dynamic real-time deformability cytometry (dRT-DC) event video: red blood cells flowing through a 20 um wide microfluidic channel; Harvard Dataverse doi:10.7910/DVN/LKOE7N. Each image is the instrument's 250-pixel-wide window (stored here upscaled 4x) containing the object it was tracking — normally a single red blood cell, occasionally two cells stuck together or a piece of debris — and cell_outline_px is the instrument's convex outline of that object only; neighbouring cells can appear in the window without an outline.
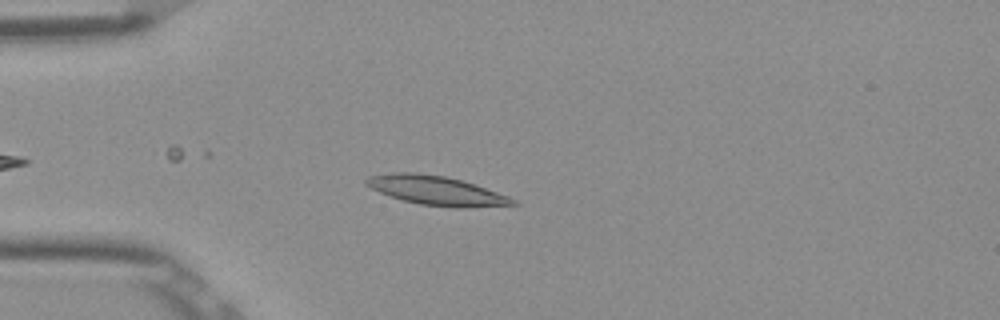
{"species": "Egyptian fruit bat (a non-hibernating species)", "species_latin": "Rousettus aegyptiacus", "temperature_condition": "room temperature", "stored_images_in_passage": 18, "camera_frame_rate_fps": 3000, "um_per_image_px": 0.085, "frame": {"image": 1, "passage_image": 7, "time_ms": 2.0, "image_size_px": [1000, 320], "cell_outline_px": [[520, 204], [468, 208], [452, 208], [420, 204], [404, 200], [380, 192], [364, 184], [364, 180], [368, 176], [392, 172], [412, 172], [444, 176], [460, 180], [508, 196], [516, 200]], "centroid_in_image_um": [37.08, 16.2], "position_along_channel_um": 47.9, "area_um2": 24.68}}
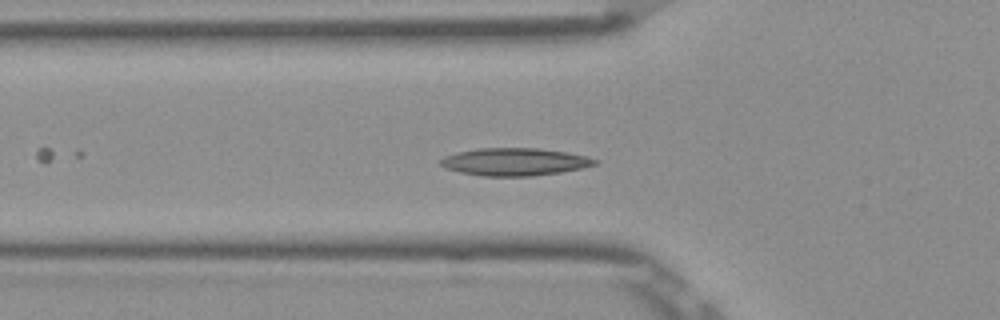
{"frame": {"image": 2, "passage_image": 11, "time_ms": 3.333, "image_size_px": [1000, 320], "cell_outline_px": [[600, 160], [596, 164], [580, 168], [560, 172], [532, 176], [484, 176], [460, 172], [444, 168], [440, 164], [440, 160], [444, 156], [456, 152], [476, 148], [540, 148], [588, 156]], "centroid_in_image_um": [43.72, 13.75], "position_along_channel_um": 82.1, "area_um2": 24.85}}
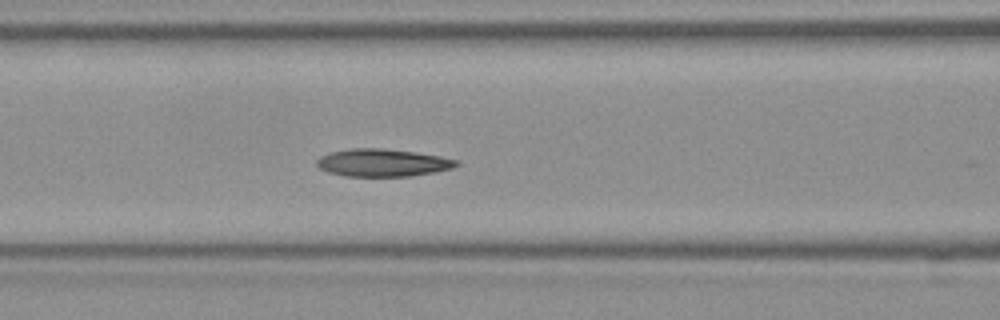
{"frame": {"image": 3, "passage_image": 15, "time_ms": 4.667, "image_size_px": [1000, 320], "cell_outline_px": [[460, 164], [452, 168], [412, 176], [344, 176], [328, 172], [320, 168], [316, 164], [316, 160], [320, 156], [332, 152], [352, 148], [380, 148], [416, 152], [440, 156], [460, 160]], "centroid_in_image_um": [32.53, 13.83], "position_along_channel_um": 134.1, "area_um2": 22.43}}